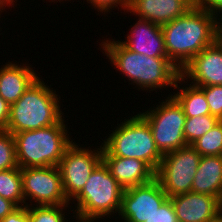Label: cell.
Masks as SVG:
<instances>
[{
    "mask_svg": "<svg viewBox=\"0 0 222 222\" xmlns=\"http://www.w3.org/2000/svg\"><path fill=\"white\" fill-rule=\"evenodd\" d=\"M216 14L193 6L183 16L162 25L168 59L179 71L217 40Z\"/></svg>",
    "mask_w": 222,
    "mask_h": 222,
    "instance_id": "cell-1",
    "label": "cell"
},
{
    "mask_svg": "<svg viewBox=\"0 0 222 222\" xmlns=\"http://www.w3.org/2000/svg\"><path fill=\"white\" fill-rule=\"evenodd\" d=\"M101 46L114 66L143 89L155 90L169 85L178 89L177 83L184 80L168 57H148L132 52L119 40H107Z\"/></svg>",
    "mask_w": 222,
    "mask_h": 222,
    "instance_id": "cell-2",
    "label": "cell"
},
{
    "mask_svg": "<svg viewBox=\"0 0 222 222\" xmlns=\"http://www.w3.org/2000/svg\"><path fill=\"white\" fill-rule=\"evenodd\" d=\"M57 96L38 77L24 94L10 105L6 131L13 134L57 124L62 119Z\"/></svg>",
    "mask_w": 222,
    "mask_h": 222,
    "instance_id": "cell-3",
    "label": "cell"
},
{
    "mask_svg": "<svg viewBox=\"0 0 222 222\" xmlns=\"http://www.w3.org/2000/svg\"><path fill=\"white\" fill-rule=\"evenodd\" d=\"M63 119L42 129L13 133L20 168L59 165L66 149L73 143L67 137Z\"/></svg>",
    "mask_w": 222,
    "mask_h": 222,
    "instance_id": "cell-4",
    "label": "cell"
},
{
    "mask_svg": "<svg viewBox=\"0 0 222 222\" xmlns=\"http://www.w3.org/2000/svg\"><path fill=\"white\" fill-rule=\"evenodd\" d=\"M102 156L140 159L156 172L164 155L156 146L148 122L137 114L111 133L103 143Z\"/></svg>",
    "mask_w": 222,
    "mask_h": 222,
    "instance_id": "cell-5",
    "label": "cell"
},
{
    "mask_svg": "<svg viewBox=\"0 0 222 222\" xmlns=\"http://www.w3.org/2000/svg\"><path fill=\"white\" fill-rule=\"evenodd\" d=\"M124 188L101 161L90 174L77 200L76 216L99 219L120 212Z\"/></svg>",
    "mask_w": 222,
    "mask_h": 222,
    "instance_id": "cell-6",
    "label": "cell"
},
{
    "mask_svg": "<svg viewBox=\"0 0 222 222\" xmlns=\"http://www.w3.org/2000/svg\"><path fill=\"white\" fill-rule=\"evenodd\" d=\"M161 104L140 115L148 122L156 146L164 155L187 146L183 133L186 116L173 96Z\"/></svg>",
    "mask_w": 222,
    "mask_h": 222,
    "instance_id": "cell-7",
    "label": "cell"
},
{
    "mask_svg": "<svg viewBox=\"0 0 222 222\" xmlns=\"http://www.w3.org/2000/svg\"><path fill=\"white\" fill-rule=\"evenodd\" d=\"M200 159L191 145L164 154L155 178L169 198L191 192Z\"/></svg>",
    "mask_w": 222,
    "mask_h": 222,
    "instance_id": "cell-8",
    "label": "cell"
},
{
    "mask_svg": "<svg viewBox=\"0 0 222 222\" xmlns=\"http://www.w3.org/2000/svg\"><path fill=\"white\" fill-rule=\"evenodd\" d=\"M96 150L79 148L74 142L66 149L58 165L62 186L68 201L81 192L90 174L102 161L103 146Z\"/></svg>",
    "mask_w": 222,
    "mask_h": 222,
    "instance_id": "cell-9",
    "label": "cell"
},
{
    "mask_svg": "<svg viewBox=\"0 0 222 222\" xmlns=\"http://www.w3.org/2000/svg\"><path fill=\"white\" fill-rule=\"evenodd\" d=\"M24 199L38 205L69 204L62 186L58 166L21 168Z\"/></svg>",
    "mask_w": 222,
    "mask_h": 222,
    "instance_id": "cell-10",
    "label": "cell"
},
{
    "mask_svg": "<svg viewBox=\"0 0 222 222\" xmlns=\"http://www.w3.org/2000/svg\"><path fill=\"white\" fill-rule=\"evenodd\" d=\"M168 198L154 178L151 182L124 190L119 216L125 222H145Z\"/></svg>",
    "mask_w": 222,
    "mask_h": 222,
    "instance_id": "cell-11",
    "label": "cell"
},
{
    "mask_svg": "<svg viewBox=\"0 0 222 222\" xmlns=\"http://www.w3.org/2000/svg\"><path fill=\"white\" fill-rule=\"evenodd\" d=\"M197 87L222 85V44L217 40L195 55L180 71ZM186 76V77H185Z\"/></svg>",
    "mask_w": 222,
    "mask_h": 222,
    "instance_id": "cell-12",
    "label": "cell"
},
{
    "mask_svg": "<svg viewBox=\"0 0 222 222\" xmlns=\"http://www.w3.org/2000/svg\"><path fill=\"white\" fill-rule=\"evenodd\" d=\"M178 222H219V199L208 194L188 192L169 198Z\"/></svg>",
    "mask_w": 222,
    "mask_h": 222,
    "instance_id": "cell-13",
    "label": "cell"
},
{
    "mask_svg": "<svg viewBox=\"0 0 222 222\" xmlns=\"http://www.w3.org/2000/svg\"><path fill=\"white\" fill-rule=\"evenodd\" d=\"M193 6L194 0H129L127 10L162 26L183 16Z\"/></svg>",
    "mask_w": 222,
    "mask_h": 222,
    "instance_id": "cell-14",
    "label": "cell"
},
{
    "mask_svg": "<svg viewBox=\"0 0 222 222\" xmlns=\"http://www.w3.org/2000/svg\"><path fill=\"white\" fill-rule=\"evenodd\" d=\"M131 36L121 43L135 53L148 57H167L164 34L160 25L140 19L133 26Z\"/></svg>",
    "mask_w": 222,
    "mask_h": 222,
    "instance_id": "cell-15",
    "label": "cell"
},
{
    "mask_svg": "<svg viewBox=\"0 0 222 222\" xmlns=\"http://www.w3.org/2000/svg\"><path fill=\"white\" fill-rule=\"evenodd\" d=\"M102 161L124 189L151 182L155 178V171L140 159L102 156Z\"/></svg>",
    "mask_w": 222,
    "mask_h": 222,
    "instance_id": "cell-16",
    "label": "cell"
},
{
    "mask_svg": "<svg viewBox=\"0 0 222 222\" xmlns=\"http://www.w3.org/2000/svg\"><path fill=\"white\" fill-rule=\"evenodd\" d=\"M38 78L28 66L9 63L0 69V96L9 104L15 103Z\"/></svg>",
    "mask_w": 222,
    "mask_h": 222,
    "instance_id": "cell-17",
    "label": "cell"
},
{
    "mask_svg": "<svg viewBox=\"0 0 222 222\" xmlns=\"http://www.w3.org/2000/svg\"><path fill=\"white\" fill-rule=\"evenodd\" d=\"M191 192L222 196V155L201 156Z\"/></svg>",
    "mask_w": 222,
    "mask_h": 222,
    "instance_id": "cell-18",
    "label": "cell"
},
{
    "mask_svg": "<svg viewBox=\"0 0 222 222\" xmlns=\"http://www.w3.org/2000/svg\"><path fill=\"white\" fill-rule=\"evenodd\" d=\"M182 106L186 118L210 115V109L204 91L195 85L180 88V92L172 95Z\"/></svg>",
    "mask_w": 222,
    "mask_h": 222,
    "instance_id": "cell-19",
    "label": "cell"
},
{
    "mask_svg": "<svg viewBox=\"0 0 222 222\" xmlns=\"http://www.w3.org/2000/svg\"><path fill=\"white\" fill-rule=\"evenodd\" d=\"M0 196L13 202L17 207L24 206L21 168L0 170ZM20 203H23L20 205Z\"/></svg>",
    "mask_w": 222,
    "mask_h": 222,
    "instance_id": "cell-20",
    "label": "cell"
},
{
    "mask_svg": "<svg viewBox=\"0 0 222 222\" xmlns=\"http://www.w3.org/2000/svg\"><path fill=\"white\" fill-rule=\"evenodd\" d=\"M191 146L201 156L222 155V120L193 142Z\"/></svg>",
    "mask_w": 222,
    "mask_h": 222,
    "instance_id": "cell-21",
    "label": "cell"
},
{
    "mask_svg": "<svg viewBox=\"0 0 222 222\" xmlns=\"http://www.w3.org/2000/svg\"><path fill=\"white\" fill-rule=\"evenodd\" d=\"M219 121L220 119L213 115L186 118L183 133L187 145H191L202 137L216 126Z\"/></svg>",
    "mask_w": 222,
    "mask_h": 222,
    "instance_id": "cell-22",
    "label": "cell"
},
{
    "mask_svg": "<svg viewBox=\"0 0 222 222\" xmlns=\"http://www.w3.org/2000/svg\"><path fill=\"white\" fill-rule=\"evenodd\" d=\"M68 205H37L32 208L27 205L28 215L31 222H65L63 209Z\"/></svg>",
    "mask_w": 222,
    "mask_h": 222,
    "instance_id": "cell-23",
    "label": "cell"
},
{
    "mask_svg": "<svg viewBox=\"0 0 222 222\" xmlns=\"http://www.w3.org/2000/svg\"><path fill=\"white\" fill-rule=\"evenodd\" d=\"M18 167L16 146L13 134L0 130V170Z\"/></svg>",
    "mask_w": 222,
    "mask_h": 222,
    "instance_id": "cell-24",
    "label": "cell"
},
{
    "mask_svg": "<svg viewBox=\"0 0 222 222\" xmlns=\"http://www.w3.org/2000/svg\"><path fill=\"white\" fill-rule=\"evenodd\" d=\"M209 105L210 115L222 120V85L200 87Z\"/></svg>",
    "mask_w": 222,
    "mask_h": 222,
    "instance_id": "cell-25",
    "label": "cell"
},
{
    "mask_svg": "<svg viewBox=\"0 0 222 222\" xmlns=\"http://www.w3.org/2000/svg\"><path fill=\"white\" fill-rule=\"evenodd\" d=\"M145 222H178L171 200L168 198Z\"/></svg>",
    "mask_w": 222,
    "mask_h": 222,
    "instance_id": "cell-26",
    "label": "cell"
},
{
    "mask_svg": "<svg viewBox=\"0 0 222 222\" xmlns=\"http://www.w3.org/2000/svg\"><path fill=\"white\" fill-rule=\"evenodd\" d=\"M89 1L94 7H96L100 12L109 11L110 8H114V6H122V8L127 9L129 6V0H87ZM114 5V6H113Z\"/></svg>",
    "mask_w": 222,
    "mask_h": 222,
    "instance_id": "cell-27",
    "label": "cell"
},
{
    "mask_svg": "<svg viewBox=\"0 0 222 222\" xmlns=\"http://www.w3.org/2000/svg\"><path fill=\"white\" fill-rule=\"evenodd\" d=\"M0 222H31L27 206H20L5 216Z\"/></svg>",
    "mask_w": 222,
    "mask_h": 222,
    "instance_id": "cell-28",
    "label": "cell"
},
{
    "mask_svg": "<svg viewBox=\"0 0 222 222\" xmlns=\"http://www.w3.org/2000/svg\"><path fill=\"white\" fill-rule=\"evenodd\" d=\"M194 6L206 12L217 14L222 11V0H194Z\"/></svg>",
    "mask_w": 222,
    "mask_h": 222,
    "instance_id": "cell-29",
    "label": "cell"
},
{
    "mask_svg": "<svg viewBox=\"0 0 222 222\" xmlns=\"http://www.w3.org/2000/svg\"><path fill=\"white\" fill-rule=\"evenodd\" d=\"M10 117V105L0 96V130H6Z\"/></svg>",
    "mask_w": 222,
    "mask_h": 222,
    "instance_id": "cell-30",
    "label": "cell"
},
{
    "mask_svg": "<svg viewBox=\"0 0 222 222\" xmlns=\"http://www.w3.org/2000/svg\"><path fill=\"white\" fill-rule=\"evenodd\" d=\"M16 208L17 206L13 202L0 196V220H2Z\"/></svg>",
    "mask_w": 222,
    "mask_h": 222,
    "instance_id": "cell-31",
    "label": "cell"
},
{
    "mask_svg": "<svg viewBox=\"0 0 222 222\" xmlns=\"http://www.w3.org/2000/svg\"><path fill=\"white\" fill-rule=\"evenodd\" d=\"M222 13V11H221ZM222 16V15H220ZM216 29H217V41L220 42L222 44V17H221V21L219 20V22H216ZM221 24V25H220Z\"/></svg>",
    "mask_w": 222,
    "mask_h": 222,
    "instance_id": "cell-32",
    "label": "cell"
},
{
    "mask_svg": "<svg viewBox=\"0 0 222 222\" xmlns=\"http://www.w3.org/2000/svg\"><path fill=\"white\" fill-rule=\"evenodd\" d=\"M78 218V221L77 222H93L95 220V218H84V217H80V216H77L76 219Z\"/></svg>",
    "mask_w": 222,
    "mask_h": 222,
    "instance_id": "cell-33",
    "label": "cell"
},
{
    "mask_svg": "<svg viewBox=\"0 0 222 222\" xmlns=\"http://www.w3.org/2000/svg\"><path fill=\"white\" fill-rule=\"evenodd\" d=\"M13 0H4L1 4H0V11H1V9L2 8H4V6L6 5V4H8V5H10V4H12L13 5ZM10 3V4H9Z\"/></svg>",
    "mask_w": 222,
    "mask_h": 222,
    "instance_id": "cell-34",
    "label": "cell"
},
{
    "mask_svg": "<svg viewBox=\"0 0 222 222\" xmlns=\"http://www.w3.org/2000/svg\"><path fill=\"white\" fill-rule=\"evenodd\" d=\"M219 205H220V221H222V196L219 200Z\"/></svg>",
    "mask_w": 222,
    "mask_h": 222,
    "instance_id": "cell-35",
    "label": "cell"
}]
</instances>
